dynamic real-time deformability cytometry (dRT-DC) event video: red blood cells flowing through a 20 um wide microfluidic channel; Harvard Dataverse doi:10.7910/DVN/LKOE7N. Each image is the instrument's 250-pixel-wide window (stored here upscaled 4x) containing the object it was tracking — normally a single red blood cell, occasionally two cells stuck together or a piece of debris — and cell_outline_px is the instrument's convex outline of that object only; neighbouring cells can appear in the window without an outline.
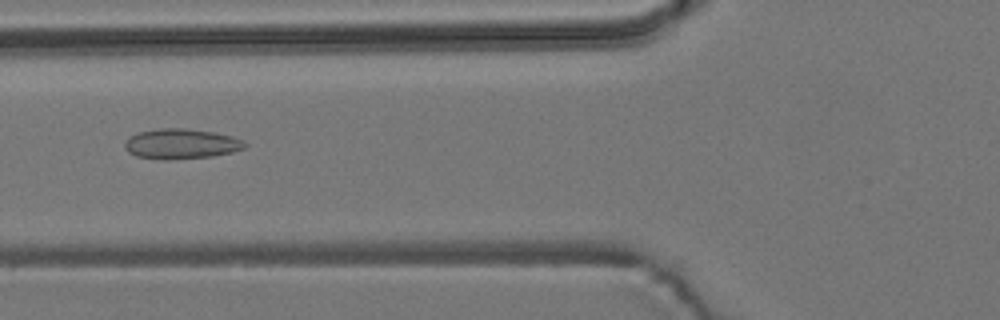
{"species": "common noctule bat (a hibernating species)", "species_latin": "Nyctalus noctula", "temperature_condition": "room temperature", "stored_images_in_passage": 55, "camera_frame_rate_fps": 3000, "um_per_image_px": 0.085, "animal": {"sex": "male", "body_mass_g": 19.2, "forearm_length_mm": 51.8}, "frame": {"image": 1, "passage_image": 21, "time_ms": 6.667, "image_size_px": [1000, 320], "cell_outline_px": [[248, 144], [244, 148], [232, 152], [212, 156], [168, 160], [164, 160], [136, 156], [128, 152], [124, 148], [124, 140], [128, 136], [136, 132], [160, 128], [184, 128], [216, 132], [232, 136], [244, 140]], "centroid_in_image_um": [15.37, 12.22], "position_along_channel_um": 110.4, "area_um2": 21.44}}
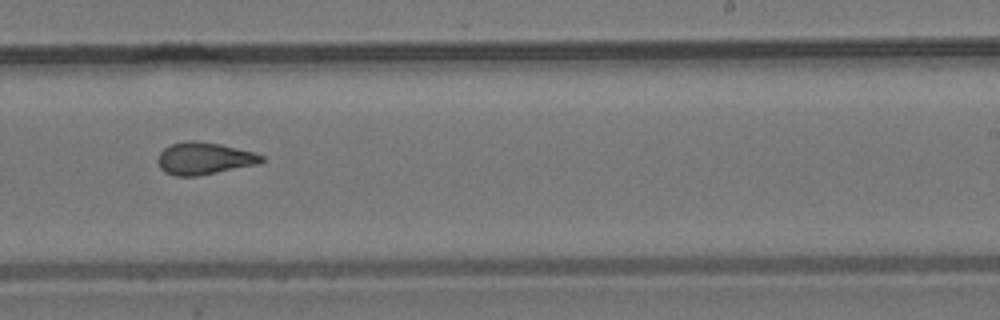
{"frame": {"image": 2, "passage_image": 34, "time_ms": 11.0, "image_size_px": [1000, 320], "cell_outline_px": [[264, 160], [260, 164], [196, 176], [176, 176], [164, 172], [160, 168], [156, 160], [160, 152], [164, 148], [172, 144], [184, 140], [196, 140], [220, 144], [252, 152], [264, 156]], "centroid_in_image_um": [17.33, 13.46], "position_along_channel_um": 271.7, "area_um2": 19.54}}
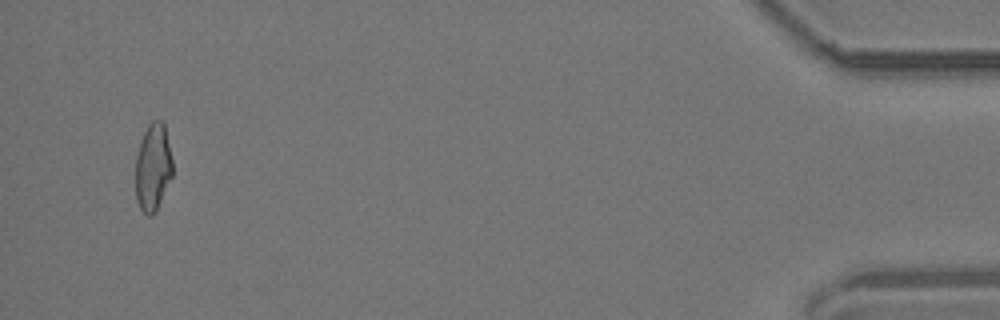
{"frame": {"image": 3, "passage_image": 53, "time_ms": 17.333, "image_size_px": [1000, 320], "cell_outline_px": [[172, 176], [156, 212], [152, 216], [148, 216], [140, 208], [136, 200], [136, 156], [144, 132], [148, 124], [152, 120], [164, 120], [172, 160]], "centroid_in_image_um": [13.01, 14.22], "position_along_channel_um": 422.2, "area_um2": 18.96}, "authors_computed_cell_mechanics": {"area_um2": 19.5942, "velocity_mm_per_s": 3.7166, "shape_relaxation_time_tau1_ms": null, "shape_relaxation_time_tau2_ms": 2.024, "deformation_change_tau1": null, "deformation_change_tau2": 0.1074}}